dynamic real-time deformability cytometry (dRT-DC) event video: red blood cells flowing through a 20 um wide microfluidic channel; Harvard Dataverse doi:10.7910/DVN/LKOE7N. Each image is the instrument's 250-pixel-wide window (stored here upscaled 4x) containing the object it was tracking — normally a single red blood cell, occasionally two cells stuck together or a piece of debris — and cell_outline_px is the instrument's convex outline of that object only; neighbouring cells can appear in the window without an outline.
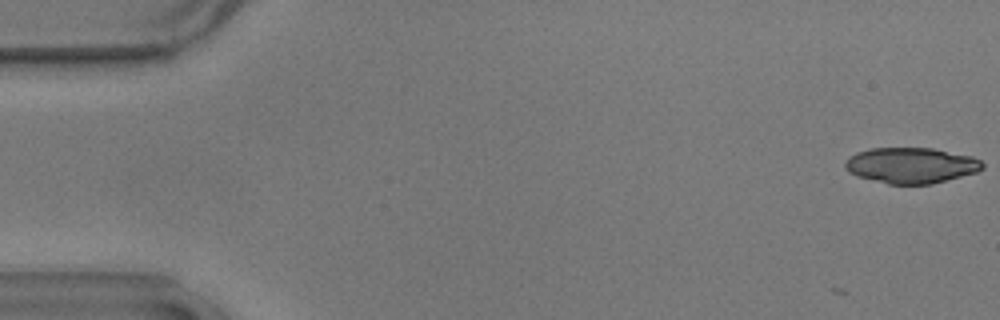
{"species": "common noctule bat (a hibernating species)", "species_latin": "Nyctalus noctula", "temperature_condition": "warm", "stored_images_in_passage": 3, "camera_frame_rate_fps": 3000, "um_per_image_px": 0.085, "animal": {"sex": "male", "body_mass_g": 17.9}, "frame": {"image": 1, "passage_image": 3, "time_ms": 0.667, "image_size_px": [1000, 320], "cell_outline_px": [[984, 168], [976, 172], [932, 184], [888, 184], [856, 176], [848, 172], [844, 164], [844, 160], [848, 156], [856, 152], [872, 148], [932, 148], [972, 156], [980, 160], [984, 164]], "centroid_in_image_um": [77.41, 14.05], "position_along_channel_um": 7.6, "area_um2": 28.73}}